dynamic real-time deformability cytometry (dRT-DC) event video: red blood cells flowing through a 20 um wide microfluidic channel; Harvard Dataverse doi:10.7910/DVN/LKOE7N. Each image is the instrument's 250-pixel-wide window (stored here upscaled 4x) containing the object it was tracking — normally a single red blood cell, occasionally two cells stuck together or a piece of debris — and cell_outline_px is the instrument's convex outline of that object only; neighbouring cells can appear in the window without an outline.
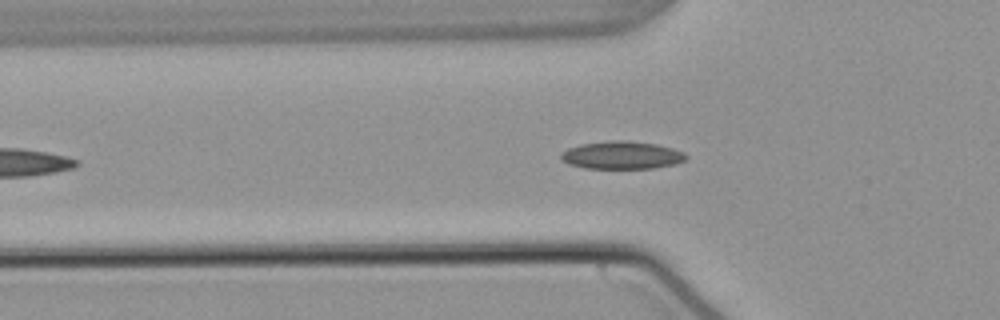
{"species": "common noctule bat (a hibernating species)", "species_latin": "Nyctalus noctula", "temperature_condition": "warm", "stored_images_in_passage": 40, "camera_frame_rate_fps": 3000, "um_per_image_px": 0.085, "animal": {"sex": "male", "body_mass_g": 21.5, "forearm_length_mm": 52.0}, "frame": {"image": 1, "passage_image": 10, "time_ms": 3.0, "image_size_px": [1000, 320], "cell_outline_px": [[688, 156], [684, 160], [676, 164], [652, 168], [584, 168], [568, 164], [560, 160], [560, 152], [568, 148], [580, 144], [612, 140], [624, 140], [656, 144], [672, 148], [684, 152]], "centroid_in_image_um": [52.81, 13.19], "position_along_channel_um": 73.0, "area_um2": 20.35}}
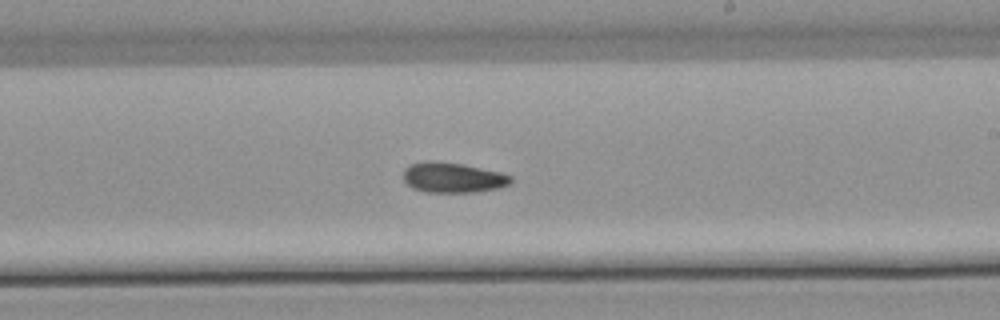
{"frame": {"image": 2, "passage_image": 24, "time_ms": 7.667, "image_size_px": [1000, 320], "cell_outline_px": [[512, 180], [508, 184], [496, 188], [476, 192], [428, 192], [412, 188], [404, 180], [404, 168], [408, 164], [464, 164], [500, 172], [512, 176]], "centroid_in_image_um": [38.53, 15.13], "position_along_channel_um": 250.5, "area_um2": 18.09}}
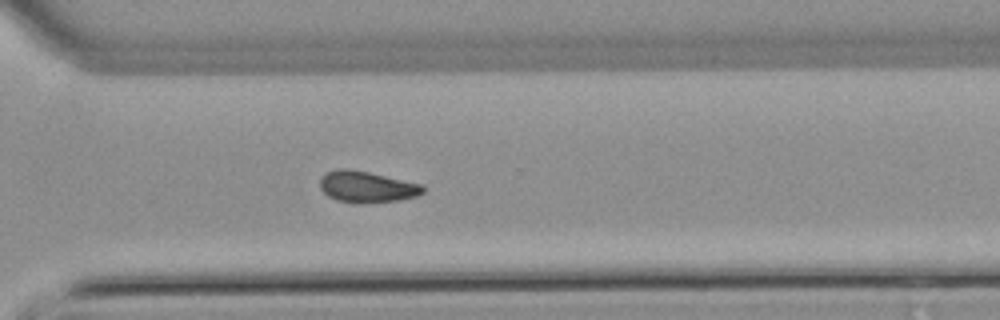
{"frame": {"image": 3, "passage_image": 31, "time_ms": 10.0, "image_size_px": [1000, 320], "cell_outline_px": [[424, 192], [416, 196], [400, 200], [336, 200], [328, 196], [320, 188], [320, 176], [336, 168], [348, 168], [368, 172], [424, 184]], "centroid_in_image_um": [31.18, 15.82], "position_along_channel_um": 339.4, "area_um2": 18.09}}